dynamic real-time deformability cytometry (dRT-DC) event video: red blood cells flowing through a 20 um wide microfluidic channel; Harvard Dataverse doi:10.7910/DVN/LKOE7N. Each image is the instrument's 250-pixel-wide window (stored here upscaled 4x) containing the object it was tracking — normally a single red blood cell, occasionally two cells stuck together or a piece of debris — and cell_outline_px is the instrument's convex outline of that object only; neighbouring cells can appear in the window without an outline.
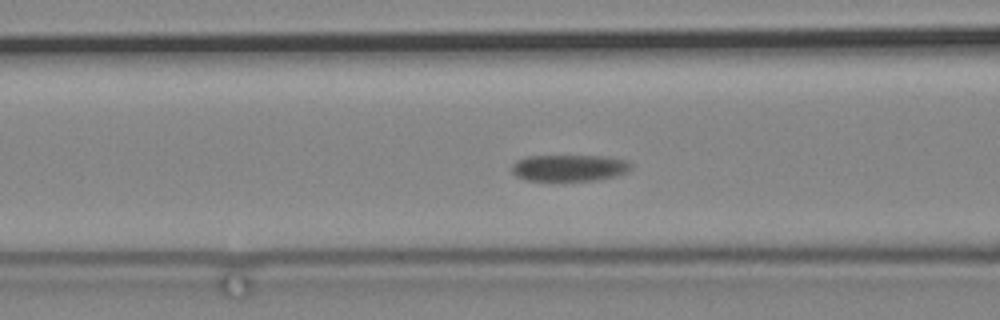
{"species": "common noctule bat (a hibernating species)", "species_latin": "Nyctalus noctula", "temperature_condition": "cold", "stored_images_in_passage": 51, "camera_frame_rate_fps": 3000, "um_per_image_px": 0.085, "animal": {"sex": "male", "body_mass_g": 19.2, "forearm_length_mm": 51.8}, "frame": {"image": 1, "passage_image": 10, "time_ms": 3.0, "image_size_px": [1000, 320], "cell_outline_px": [[632, 168], [628, 172], [616, 176], [596, 180], [564, 184], [524, 180], [516, 176], [512, 172], [512, 164], [516, 160], [528, 156], [608, 156], [628, 160], [632, 164]], "centroid_in_image_um": [48.39, 14.32], "position_along_channel_um": 118.2, "area_um2": 19.65}}
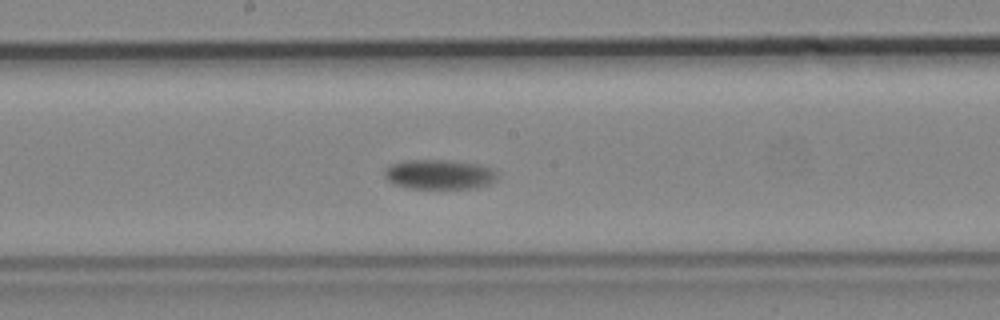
{"frame": {"image": 2, "passage_image": 19, "time_ms": 6.0, "image_size_px": [1000, 320], "cell_outline_px": [[496, 180], [488, 184], [476, 188], [408, 188], [396, 184], [388, 180], [384, 176], [384, 168], [388, 164], [404, 160], [452, 160], [480, 164], [492, 168], [496, 172]], "centroid_in_image_um": [37.32, 14.81], "position_along_channel_um": 210.9, "area_um2": 19.71}}
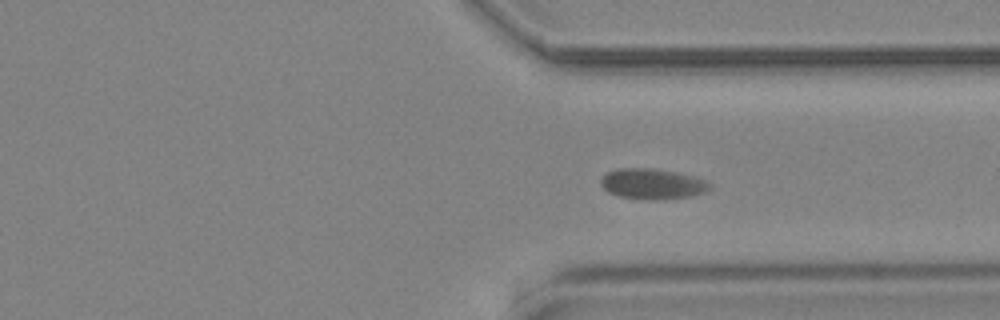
{"frame": {"image": 3, "passage_image": 33, "time_ms": 10.667, "image_size_px": [1000, 320], "cell_outline_px": [[712, 188], [704, 192], [688, 196], [660, 200], [648, 200], [620, 196], [608, 192], [600, 184], [600, 180], [608, 172], [616, 168], [656, 168], [696, 176], [712, 184]], "centroid_in_image_um": [55.47, 15.62], "position_along_channel_um": 355.9, "area_um2": 19.48}}